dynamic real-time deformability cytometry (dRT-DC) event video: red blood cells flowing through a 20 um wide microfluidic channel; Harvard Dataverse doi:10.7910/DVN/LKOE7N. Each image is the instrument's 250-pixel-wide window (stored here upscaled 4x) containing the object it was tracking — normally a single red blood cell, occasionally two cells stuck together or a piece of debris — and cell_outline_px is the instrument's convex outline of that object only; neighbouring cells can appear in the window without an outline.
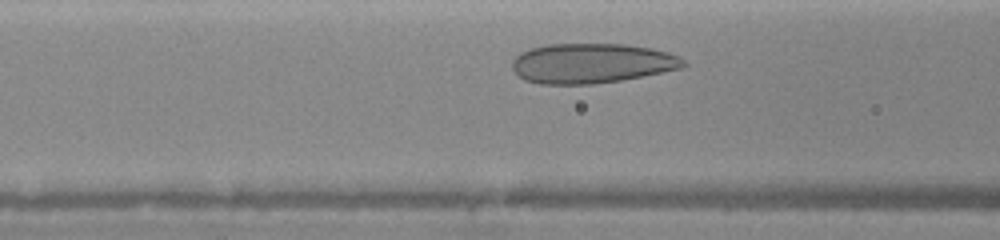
{"species": "human", "species_latin": "Homo sapiens", "temperature_condition": "warm", "stored_images_in_passage": 25, "camera_frame_rate_fps": 3000, "um_per_image_px": 0.085, "donor": {"sex": "female"}, "frame": {"image": 1, "passage_image": 6, "time_ms": 1.333, "image_size_px": [1000, 240], "cell_outline_px": [[688, 64], [680, 68], [644, 76], [620, 80], [592, 84], [540, 84], [524, 80], [512, 68], [512, 60], [520, 52], [532, 48], [548, 44], [624, 44], [652, 48], [668, 52], [680, 56]], "centroid_in_image_um": [50.3, 5.37], "position_along_channel_um": 116.3, "area_um2": 39.82}}
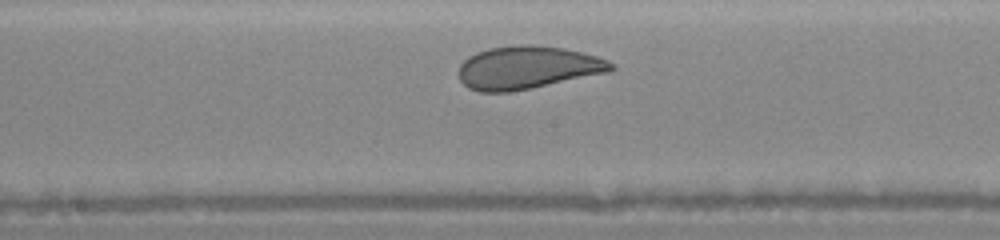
{"frame": {"image": 2, "passage_image": 12, "time_ms": 3.333, "image_size_px": [1000, 240], "cell_outline_px": [[616, 68], [608, 72], [508, 92], [480, 92], [468, 88], [460, 80], [460, 64], [468, 56], [476, 52], [488, 48], [516, 44], [536, 44], [564, 48], [596, 56], [608, 60], [616, 64]], "centroid_in_image_um": [44.83, 5.72], "position_along_channel_um": 203.4, "area_um2": 38.03}}
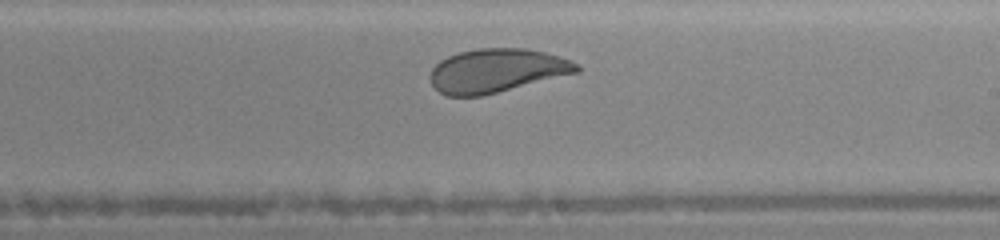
{"frame": {"image": 3, "passage_image": 15, "time_ms": 4.333, "image_size_px": [1000, 240], "cell_outline_px": [[580, 72], [480, 96], [444, 96], [432, 84], [432, 68], [440, 60], [448, 56], [460, 52], [480, 48], [524, 48], [544, 52], [560, 56], [572, 60], [580, 64]], "centroid_in_image_um": [42.26, 5.99], "position_along_channel_um": 246.7, "area_um2": 37.17}}